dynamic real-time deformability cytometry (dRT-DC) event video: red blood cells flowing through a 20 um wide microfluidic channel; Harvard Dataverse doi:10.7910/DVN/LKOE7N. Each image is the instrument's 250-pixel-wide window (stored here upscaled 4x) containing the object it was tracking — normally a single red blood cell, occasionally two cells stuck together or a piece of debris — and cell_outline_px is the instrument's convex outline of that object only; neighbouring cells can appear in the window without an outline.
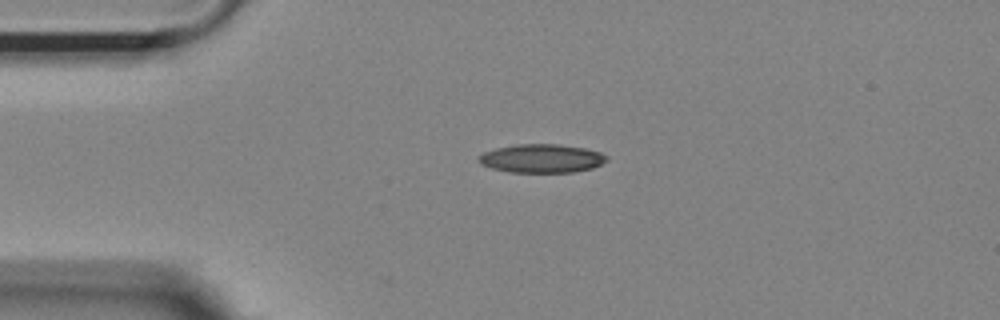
{"species": "Egyptian fruit bat (a non-hibernating species)", "species_latin": "Rousettus aegyptiacus", "temperature_condition": "room temperature", "stored_images_in_passage": 3, "camera_frame_rate_fps": 3000, "um_per_image_px": 0.085, "animal": {"sex": "female"}, "frame": {"image": 1, "passage_image": 1, "time_ms": 0.0, "image_size_px": [1000, 320], "cell_outline_px": [[608, 160], [592, 168], [572, 172], [508, 172], [492, 168], [480, 164], [476, 160], [484, 152], [496, 148], [520, 144], [556, 144], [584, 148], [600, 152], [608, 156]], "centroid_in_image_um": [46.03, 13.47], "position_along_channel_um": 39.0, "area_um2": 21.21}}